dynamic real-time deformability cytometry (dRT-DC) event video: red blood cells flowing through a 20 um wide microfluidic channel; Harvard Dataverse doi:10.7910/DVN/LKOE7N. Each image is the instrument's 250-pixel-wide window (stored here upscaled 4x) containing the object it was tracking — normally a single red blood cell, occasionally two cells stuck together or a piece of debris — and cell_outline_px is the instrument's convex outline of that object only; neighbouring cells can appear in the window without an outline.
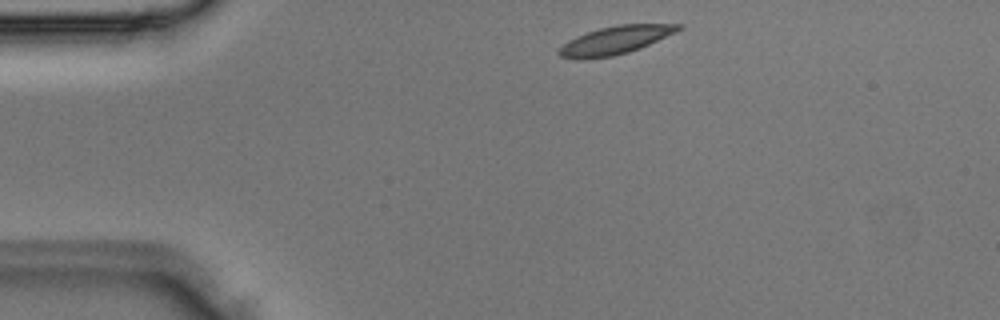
{"species": "Egyptian fruit bat (a non-hibernating species)", "species_latin": "Rousettus aegyptiacus", "temperature_condition": "room temperature", "stored_images_in_passage": 2, "camera_frame_rate_fps": 3000, "um_per_image_px": 0.085, "animal": {"sex": "male"}, "frame": {"image": 1, "passage_image": 1, "time_ms": 0.0, "image_size_px": [1000, 320], "cell_outline_px": [[684, 28], [676, 32], [640, 48], [628, 52], [612, 56], [580, 60], [576, 60], [560, 56], [556, 52], [568, 40], [576, 36], [600, 28], [616, 24], [684, 24]], "centroid_in_image_um": [52.29, 3.42], "position_along_channel_um": 32.7, "area_um2": 19.59}}